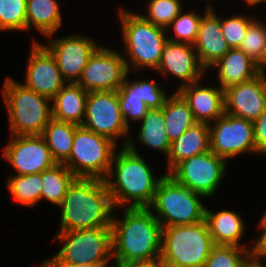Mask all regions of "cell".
Returning a JSON list of instances; mask_svg holds the SVG:
<instances>
[{
    "label": "cell",
    "instance_id": "60d3db41",
    "mask_svg": "<svg viewBox=\"0 0 266 267\" xmlns=\"http://www.w3.org/2000/svg\"><path fill=\"white\" fill-rule=\"evenodd\" d=\"M41 267H99L96 265L90 264H73V263H66L64 261H60L55 255L51 259H47Z\"/></svg>",
    "mask_w": 266,
    "mask_h": 267
},
{
    "label": "cell",
    "instance_id": "d4e9b609",
    "mask_svg": "<svg viewBox=\"0 0 266 267\" xmlns=\"http://www.w3.org/2000/svg\"><path fill=\"white\" fill-rule=\"evenodd\" d=\"M62 16L57 0H27L26 31L34 25L44 36H51L61 27Z\"/></svg>",
    "mask_w": 266,
    "mask_h": 267
},
{
    "label": "cell",
    "instance_id": "b9f144b4",
    "mask_svg": "<svg viewBox=\"0 0 266 267\" xmlns=\"http://www.w3.org/2000/svg\"><path fill=\"white\" fill-rule=\"evenodd\" d=\"M242 267H266L261 263L260 260L256 259L252 254L249 258L243 263Z\"/></svg>",
    "mask_w": 266,
    "mask_h": 267
},
{
    "label": "cell",
    "instance_id": "2e32d148",
    "mask_svg": "<svg viewBox=\"0 0 266 267\" xmlns=\"http://www.w3.org/2000/svg\"><path fill=\"white\" fill-rule=\"evenodd\" d=\"M31 50L23 85L51 100L66 85L65 80L56 59L44 45L35 40Z\"/></svg>",
    "mask_w": 266,
    "mask_h": 267
},
{
    "label": "cell",
    "instance_id": "7a4b0ae2",
    "mask_svg": "<svg viewBox=\"0 0 266 267\" xmlns=\"http://www.w3.org/2000/svg\"><path fill=\"white\" fill-rule=\"evenodd\" d=\"M164 175L155 179L150 167L129 139L120 152L114 153L108 175L104 180L115 208L128 203L129 208L149 207L158 183Z\"/></svg>",
    "mask_w": 266,
    "mask_h": 267
},
{
    "label": "cell",
    "instance_id": "7c38bea8",
    "mask_svg": "<svg viewBox=\"0 0 266 267\" xmlns=\"http://www.w3.org/2000/svg\"><path fill=\"white\" fill-rule=\"evenodd\" d=\"M209 124L210 150L227 159L245 152L257 153L253 122L224 113Z\"/></svg>",
    "mask_w": 266,
    "mask_h": 267
},
{
    "label": "cell",
    "instance_id": "52a82bcc",
    "mask_svg": "<svg viewBox=\"0 0 266 267\" xmlns=\"http://www.w3.org/2000/svg\"><path fill=\"white\" fill-rule=\"evenodd\" d=\"M200 197L204 196L179 184L165 173L148 208L157 213L154 216L162 228L196 224L205 220L206 208L202 205Z\"/></svg>",
    "mask_w": 266,
    "mask_h": 267
},
{
    "label": "cell",
    "instance_id": "603a6c76",
    "mask_svg": "<svg viewBox=\"0 0 266 267\" xmlns=\"http://www.w3.org/2000/svg\"><path fill=\"white\" fill-rule=\"evenodd\" d=\"M88 92L78 83H69L51 99L52 118L83 125Z\"/></svg>",
    "mask_w": 266,
    "mask_h": 267
},
{
    "label": "cell",
    "instance_id": "f6af8a7d",
    "mask_svg": "<svg viewBox=\"0 0 266 267\" xmlns=\"http://www.w3.org/2000/svg\"><path fill=\"white\" fill-rule=\"evenodd\" d=\"M244 2L248 5H257V4H261V2H266V0H244Z\"/></svg>",
    "mask_w": 266,
    "mask_h": 267
},
{
    "label": "cell",
    "instance_id": "30bf717a",
    "mask_svg": "<svg viewBox=\"0 0 266 267\" xmlns=\"http://www.w3.org/2000/svg\"><path fill=\"white\" fill-rule=\"evenodd\" d=\"M226 162L210 150L181 161L168 175L191 191L209 198L225 175Z\"/></svg>",
    "mask_w": 266,
    "mask_h": 267
},
{
    "label": "cell",
    "instance_id": "d6986e66",
    "mask_svg": "<svg viewBox=\"0 0 266 267\" xmlns=\"http://www.w3.org/2000/svg\"><path fill=\"white\" fill-rule=\"evenodd\" d=\"M193 47L196 48L198 60L205 70L207 67L212 68L230 49L222 35L221 19L210 5L201 17Z\"/></svg>",
    "mask_w": 266,
    "mask_h": 267
},
{
    "label": "cell",
    "instance_id": "f1b7e54d",
    "mask_svg": "<svg viewBox=\"0 0 266 267\" xmlns=\"http://www.w3.org/2000/svg\"><path fill=\"white\" fill-rule=\"evenodd\" d=\"M77 177L64 164H55L41 172L42 191L41 200L46 199L59 206L65 197L69 186Z\"/></svg>",
    "mask_w": 266,
    "mask_h": 267
},
{
    "label": "cell",
    "instance_id": "4fadbf2b",
    "mask_svg": "<svg viewBox=\"0 0 266 267\" xmlns=\"http://www.w3.org/2000/svg\"><path fill=\"white\" fill-rule=\"evenodd\" d=\"M124 59L121 53L99 46L77 83L87 92L117 91L129 74Z\"/></svg>",
    "mask_w": 266,
    "mask_h": 267
},
{
    "label": "cell",
    "instance_id": "5bb4252c",
    "mask_svg": "<svg viewBox=\"0 0 266 267\" xmlns=\"http://www.w3.org/2000/svg\"><path fill=\"white\" fill-rule=\"evenodd\" d=\"M3 157L17 171L16 175L41 173L57 164L42 135L11 136Z\"/></svg>",
    "mask_w": 266,
    "mask_h": 267
},
{
    "label": "cell",
    "instance_id": "6da1fadb",
    "mask_svg": "<svg viewBox=\"0 0 266 267\" xmlns=\"http://www.w3.org/2000/svg\"><path fill=\"white\" fill-rule=\"evenodd\" d=\"M123 214V219L112 218L113 262L129 265L160 260L162 227L153 211L126 207Z\"/></svg>",
    "mask_w": 266,
    "mask_h": 267
},
{
    "label": "cell",
    "instance_id": "ba28073f",
    "mask_svg": "<svg viewBox=\"0 0 266 267\" xmlns=\"http://www.w3.org/2000/svg\"><path fill=\"white\" fill-rule=\"evenodd\" d=\"M116 143L79 125L75 130L69 159L64 165L77 178L105 179L108 175Z\"/></svg>",
    "mask_w": 266,
    "mask_h": 267
},
{
    "label": "cell",
    "instance_id": "484cf974",
    "mask_svg": "<svg viewBox=\"0 0 266 267\" xmlns=\"http://www.w3.org/2000/svg\"><path fill=\"white\" fill-rule=\"evenodd\" d=\"M162 108L170 142L179 138L196 123L188 102L178 91L166 99Z\"/></svg>",
    "mask_w": 266,
    "mask_h": 267
},
{
    "label": "cell",
    "instance_id": "ab89813d",
    "mask_svg": "<svg viewBox=\"0 0 266 267\" xmlns=\"http://www.w3.org/2000/svg\"><path fill=\"white\" fill-rule=\"evenodd\" d=\"M251 253L258 260L266 258V232L259 235L258 240H256Z\"/></svg>",
    "mask_w": 266,
    "mask_h": 267
},
{
    "label": "cell",
    "instance_id": "ee69618b",
    "mask_svg": "<svg viewBox=\"0 0 266 267\" xmlns=\"http://www.w3.org/2000/svg\"><path fill=\"white\" fill-rule=\"evenodd\" d=\"M259 228H261V234H263L264 232H266V212L264 213L263 217L261 218L260 220V223H259Z\"/></svg>",
    "mask_w": 266,
    "mask_h": 267
},
{
    "label": "cell",
    "instance_id": "44dd1931",
    "mask_svg": "<svg viewBox=\"0 0 266 267\" xmlns=\"http://www.w3.org/2000/svg\"><path fill=\"white\" fill-rule=\"evenodd\" d=\"M217 67L220 88L249 81L259 75L263 69L239 48L229 51L213 65Z\"/></svg>",
    "mask_w": 266,
    "mask_h": 267
},
{
    "label": "cell",
    "instance_id": "3957f363",
    "mask_svg": "<svg viewBox=\"0 0 266 267\" xmlns=\"http://www.w3.org/2000/svg\"><path fill=\"white\" fill-rule=\"evenodd\" d=\"M59 231L111 227L114 207L105 180L76 178L58 206Z\"/></svg>",
    "mask_w": 266,
    "mask_h": 267
},
{
    "label": "cell",
    "instance_id": "8fae6325",
    "mask_svg": "<svg viewBox=\"0 0 266 267\" xmlns=\"http://www.w3.org/2000/svg\"><path fill=\"white\" fill-rule=\"evenodd\" d=\"M83 126L99 135L117 142L121 136L125 138L123 146L129 139L130 129L121 113L117 91L88 92ZM126 135V136H125Z\"/></svg>",
    "mask_w": 266,
    "mask_h": 267
},
{
    "label": "cell",
    "instance_id": "f546056e",
    "mask_svg": "<svg viewBox=\"0 0 266 267\" xmlns=\"http://www.w3.org/2000/svg\"><path fill=\"white\" fill-rule=\"evenodd\" d=\"M41 181V173L14 175L8 178L7 187L17 202L33 208L41 201Z\"/></svg>",
    "mask_w": 266,
    "mask_h": 267
},
{
    "label": "cell",
    "instance_id": "9c48e42d",
    "mask_svg": "<svg viewBox=\"0 0 266 267\" xmlns=\"http://www.w3.org/2000/svg\"><path fill=\"white\" fill-rule=\"evenodd\" d=\"M54 239L64 243L55 255L60 261L106 267L113 260L111 227L58 231Z\"/></svg>",
    "mask_w": 266,
    "mask_h": 267
},
{
    "label": "cell",
    "instance_id": "d6a6232c",
    "mask_svg": "<svg viewBox=\"0 0 266 267\" xmlns=\"http://www.w3.org/2000/svg\"><path fill=\"white\" fill-rule=\"evenodd\" d=\"M253 247L215 245L205 261L204 267H242L252 254Z\"/></svg>",
    "mask_w": 266,
    "mask_h": 267
},
{
    "label": "cell",
    "instance_id": "ffe728a7",
    "mask_svg": "<svg viewBox=\"0 0 266 267\" xmlns=\"http://www.w3.org/2000/svg\"><path fill=\"white\" fill-rule=\"evenodd\" d=\"M188 102L198 123L216 121L225 113L224 90L220 87L199 86V81L176 89Z\"/></svg>",
    "mask_w": 266,
    "mask_h": 267
},
{
    "label": "cell",
    "instance_id": "ac0fdd59",
    "mask_svg": "<svg viewBox=\"0 0 266 267\" xmlns=\"http://www.w3.org/2000/svg\"><path fill=\"white\" fill-rule=\"evenodd\" d=\"M155 71H159L165 76L169 72L183 80L184 84L180 85L179 89L200 81L206 70L201 66L193 45L168 40L164 46L160 64Z\"/></svg>",
    "mask_w": 266,
    "mask_h": 267
},
{
    "label": "cell",
    "instance_id": "d590c367",
    "mask_svg": "<svg viewBox=\"0 0 266 267\" xmlns=\"http://www.w3.org/2000/svg\"><path fill=\"white\" fill-rule=\"evenodd\" d=\"M201 17L195 12L184 14L180 12L169 25V27L172 26L175 37H168V40L193 45L197 38Z\"/></svg>",
    "mask_w": 266,
    "mask_h": 267
},
{
    "label": "cell",
    "instance_id": "277c9868",
    "mask_svg": "<svg viewBox=\"0 0 266 267\" xmlns=\"http://www.w3.org/2000/svg\"><path fill=\"white\" fill-rule=\"evenodd\" d=\"M214 241L206 221L162 228L160 261L165 267H204Z\"/></svg>",
    "mask_w": 266,
    "mask_h": 267
},
{
    "label": "cell",
    "instance_id": "74e56055",
    "mask_svg": "<svg viewBox=\"0 0 266 267\" xmlns=\"http://www.w3.org/2000/svg\"><path fill=\"white\" fill-rule=\"evenodd\" d=\"M157 81L138 80L136 89H139V96L149 109H160L164 106L166 99L165 90L160 88Z\"/></svg>",
    "mask_w": 266,
    "mask_h": 267
},
{
    "label": "cell",
    "instance_id": "8d00e7d4",
    "mask_svg": "<svg viewBox=\"0 0 266 267\" xmlns=\"http://www.w3.org/2000/svg\"><path fill=\"white\" fill-rule=\"evenodd\" d=\"M254 18H246L240 15L221 20L222 35L226 39L230 49L239 48L248 27Z\"/></svg>",
    "mask_w": 266,
    "mask_h": 267
},
{
    "label": "cell",
    "instance_id": "4dcf8cb0",
    "mask_svg": "<svg viewBox=\"0 0 266 267\" xmlns=\"http://www.w3.org/2000/svg\"><path fill=\"white\" fill-rule=\"evenodd\" d=\"M117 92L121 113L127 126L130 127L129 120H142L149 108L141 101L139 89H136V81L131 82L129 79L127 80L126 76L124 83Z\"/></svg>",
    "mask_w": 266,
    "mask_h": 267
},
{
    "label": "cell",
    "instance_id": "f35d334b",
    "mask_svg": "<svg viewBox=\"0 0 266 267\" xmlns=\"http://www.w3.org/2000/svg\"><path fill=\"white\" fill-rule=\"evenodd\" d=\"M257 154L266 156V108L253 122Z\"/></svg>",
    "mask_w": 266,
    "mask_h": 267
},
{
    "label": "cell",
    "instance_id": "7bdbcfd3",
    "mask_svg": "<svg viewBox=\"0 0 266 267\" xmlns=\"http://www.w3.org/2000/svg\"><path fill=\"white\" fill-rule=\"evenodd\" d=\"M128 267H165L160 260L151 263H133L129 264Z\"/></svg>",
    "mask_w": 266,
    "mask_h": 267
},
{
    "label": "cell",
    "instance_id": "e575fe53",
    "mask_svg": "<svg viewBox=\"0 0 266 267\" xmlns=\"http://www.w3.org/2000/svg\"><path fill=\"white\" fill-rule=\"evenodd\" d=\"M148 15H142L155 26L169 29L171 22L182 12L180 0H151Z\"/></svg>",
    "mask_w": 266,
    "mask_h": 267
},
{
    "label": "cell",
    "instance_id": "cb8c5ba5",
    "mask_svg": "<svg viewBox=\"0 0 266 267\" xmlns=\"http://www.w3.org/2000/svg\"><path fill=\"white\" fill-rule=\"evenodd\" d=\"M205 221L215 245L245 247L239 244L245 230L239 214L226 209L215 213L206 208Z\"/></svg>",
    "mask_w": 266,
    "mask_h": 267
},
{
    "label": "cell",
    "instance_id": "e0dca14e",
    "mask_svg": "<svg viewBox=\"0 0 266 267\" xmlns=\"http://www.w3.org/2000/svg\"><path fill=\"white\" fill-rule=\"evenodd\" d=\"M225 113L254 122L266 108V71L224 90Z\"/></svg>",
    "mask_w": 266,
    "mask_h": 267
},
{
    "label": "cell",
    "instance_id": "1f68e13d",
    "mask_svg": "<svg viewBox=\"0 0 266 267\" xmlns=\"http://www.w3.org/2000/svg\"><path fill=\"white\" fill-rule=\"evenodd\" d=\"M264 71L266 70V25L254 19L239 46Z\"/></svg>",
    "mask_w": 266,
    "mask_h": 267
},
{
    "label": "cell",
    "instance_id": "bcb514c9",
    "mask_svg": "<svg viewBox=\"0 0 266 267\" xmlns=\"http://www.w3.org/2000/svg\"><path fill=\"white\" fill-rule=\"evenodd\" d=\"M128 267V265H121V264H118V263H114V265H112V267ZM108 267V266H106Z\"/></svg>",
    "mask_w": 266,
    "mask_h": 267
},
{
    "label": "cell",
    "instance_id": "4316f807",
    "mask_svg": "<svg viewBox=\"0 0 266 267\" xmlns=\"http://www.w3.org/2000/svg\"><path fill=\"white\" fill-rule=\"evenodd\" d=\"M79 125L52 118L42 133L53 160L64 164L70 156L75 130Z\"/></svg>",
    "mask_w": 266,
    "mask_h": 267
},
{
    "label": "cell",
    "instance_id": "5b68a950",
    "mask_svg": "<svg viewBox=\"0 0 266 267\" xmlns=\"http://www.w3.org/2000/svg\"><path fill=\"white\" fill-rule=\"evenodd\" d=\"M119 14L125 53L129 55V59H124L128 72L132 66L135 70L146 67L155 71L160 64L164 46L168 41V37L165 35L167 29L155 26L139 13L122 9ZM130 62L133 64L132 66L129 64Z\"/></svg>",
    "mask_w": 266,
    "mask_h": 267
},
{
    "label": "cell",
    "instance_id": "8992f818",
    "mask_svg": "<svg viewBox=\"0 0 266 267\" xmlns=\"http://www.w3.org/2000/svg\"><path fill=\"white\" fill-rule=\"evenodd\" d=\"M11 136L42 135L52 119L51 100L7 78L3 86Z\"/></svg>",
    "mask_w": 266,
    "mask_h": 267
},
{
    "label": "cell",
    "instance_id": "83f0119b",
    "mask_svg": "<svg viewBox=\"0 0 266 267\" xmlns=\"http://www.w3.org/2000/svg\"><path fill=\"white\" fill-rule=\"evenodd\" d=\"M141 121L139 141L146 147L163 152L167 157L171 142L166 133L163 108L149 109Z\"/></svg>",
    "mask_w": 266,
    "mask_h": 267
},
{
    "label": "cell",
    "instance_id": "9a60e30c",
    "mask_svg": "<svg viewBox=\"0 0 266 267\" xmlns=\"http://www.w3.org/2000/svg\"><path fill=\"white\" fill-rule=\"evenodd\" d=\"M59 39L50 40L44 46L56 59L62 78L69 83H77L98 46L94 40L78 34Z\"/></svg>",
    "mask_w": 266,
    "mask_h": 267
},
{
    "label": "cell",
    "instance_id": "7402d4cb",
    "mask_svg": "<svg viewBox=\"0 0 266 267\" xmlns=\"http://www.w3.org/2000/svg\"><path fill=\"white\" fill-rule=\"evenodd\" d=\"M210 151L209 124L196 122L184 134L171 142L167 155V174L181 161Z\"/></svg>",
    "mask_w": 266,
    "mask_h": 267
},
{
    "label": "cell",
    "instance_id": "836d02e7",
    "mask_svg": "<svg viewBox=\"0 0 266 267\" xmlns=\"http://www.w3.org/2000/svg\"><path fill=\"white\" fill-rule=\"evenodd\" d=\"M27 0H0V30L26 31Z\"/></svg>",
    "mask_w": 266,
    "mask_h": 267
}]
</instances>
